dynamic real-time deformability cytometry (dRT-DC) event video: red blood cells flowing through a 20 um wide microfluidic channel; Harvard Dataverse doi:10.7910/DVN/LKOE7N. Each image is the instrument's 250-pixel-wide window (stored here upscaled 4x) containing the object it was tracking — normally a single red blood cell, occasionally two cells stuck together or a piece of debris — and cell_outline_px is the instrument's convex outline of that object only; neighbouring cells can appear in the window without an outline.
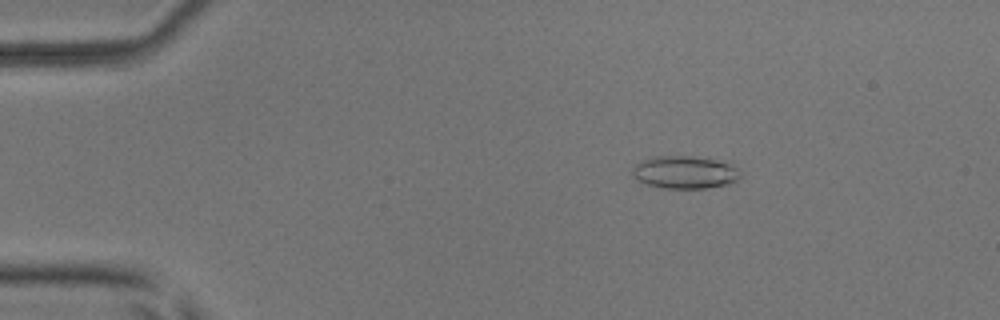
{"species": "common noctule bat (a hibernating species)", "species_latin": "Nyctalus noctula", "temperature_condition": "room temperature", "stored_images_in_passage": 4, "camera_frame_rate_fps": 3000, "um_per_image_px": 0.085, "animal": {"sex": "male", "body_mass_g": 17.9, "forearm_length_mm": 54.2}, "frame": {"image": 1, "passage_image": 3, "time_ms": 2.333, "image_size_px": [1000, 320], "cell_outline_px": [[740, 176], [736, 180], [728, 184], [704, 188], [660, 188], [648, 184], [632, 176], [632, 168], [636, 164], [644, 160], [656, 156], [692, 156], [716, 160], [728, 164], [736, 168], [740, 172]], "centroid_in_image_um": [58.18, 14.64], "position_along_channel_um": 26.8, "area_um2": 20.23}}